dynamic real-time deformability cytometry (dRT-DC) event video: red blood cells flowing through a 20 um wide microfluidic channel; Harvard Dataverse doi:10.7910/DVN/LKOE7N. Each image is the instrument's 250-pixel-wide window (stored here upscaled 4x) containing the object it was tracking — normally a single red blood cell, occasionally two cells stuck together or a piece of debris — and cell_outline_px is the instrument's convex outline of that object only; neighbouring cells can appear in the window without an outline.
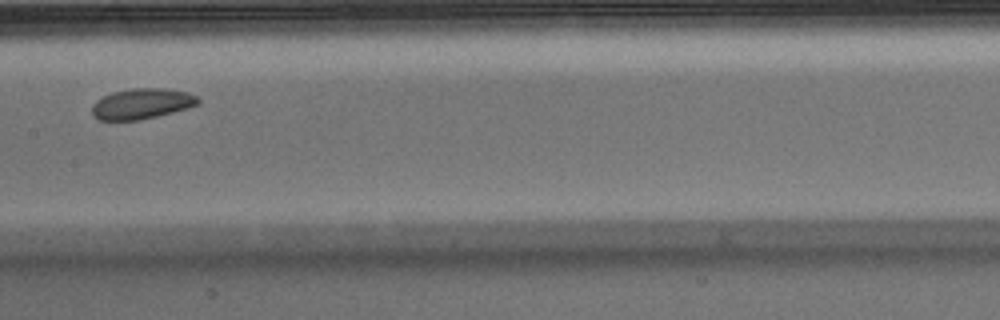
{"species": "Egyptian fruit bat (a non-hibernating species)", "species_latin": "Rousettus aegyptiacus", "temperature_condition": "warm", "stored_images_in_passage": 7, "camera_frame_rate_fps": 3000, "um_per_image_px": 0.085, "animal": {"sex": "male"}, "frame": {"image": 1, "passage_image": 5, "time_ms": 1.333, "image_size_px": [1000, 320], "cell_outline_px": [[200, 100], [196, 104], [172, 112], [140, 120], [100, 120], [92, 116], [92, 104], [96, 100], [112, 92], [132, 88], [164, 88], [188, 92], [196, 96]], "centroid_in_image_um": [12.0, 8.81], "position_along_channel_um": 195.4, "area_um2": 18.73}}
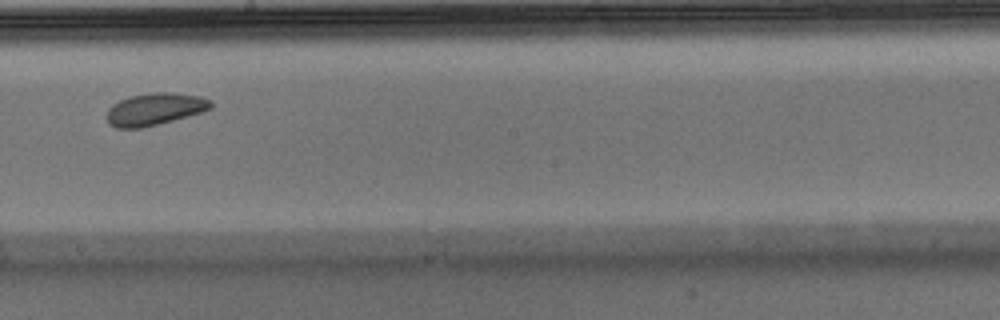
{"frame": {"image": 2, "passage_image": 6, "time_ms": 1.667, "image_size_px": [1000, 320], "cell_outline_px": [[212, 108], [204, 112], [140, 128], [116, 128], [108, 124], [108, 108], [112, 104], [128, 96], [152, 92], [172, 92], [200, 96], [208, 100], [212, 104]], "centroid_in_image_um": [13.15, 9.26], "position_along_channel_um": 235.1, "area_um2": 19.48}}